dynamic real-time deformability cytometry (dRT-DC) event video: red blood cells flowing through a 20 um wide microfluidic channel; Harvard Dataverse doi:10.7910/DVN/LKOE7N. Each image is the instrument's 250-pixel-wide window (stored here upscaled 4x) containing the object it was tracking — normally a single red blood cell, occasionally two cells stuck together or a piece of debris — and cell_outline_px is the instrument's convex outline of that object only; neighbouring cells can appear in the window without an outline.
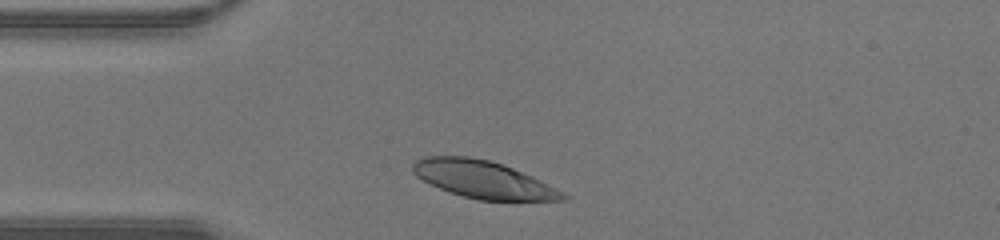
{"species": "human", "species_latin": "Homo sapiens", "temperature_condition": "warm", "stored_images_in_passage": 26, "camera_frame_rate_fps": 3000, "um_per_image_px": 0.085, "donor": {"sex": "male"}, "frame": {"image": 1, "passage_image": 3, "time_ms": 0.667, "image_size_px": [1000, 240], "cell_outline_px": [[568, 200], [480, 200], [448, 192], [416, 176], [412, 172], [412, 164], [416, 160], [424, 156], [468, 156], [488, 160], [512, 168], [532, 176], [564, 192], [568, 196]], "centroid_in_image_um": [41.05, 15.25], "position_along_channel_um": 43.9, "area_um2": 32.37}}
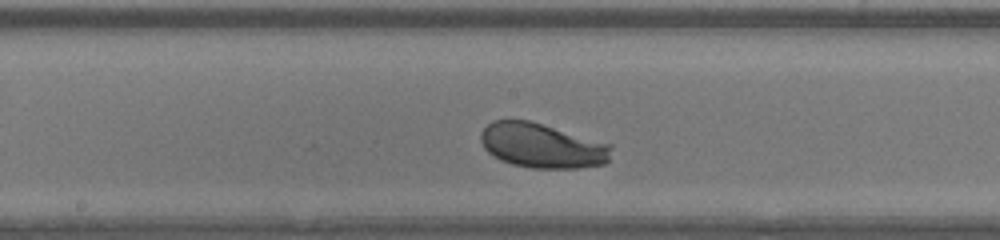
{"frame": {"image": 2, "passage_image": 14, "time_ms": 4.333, "image_size_px": [1000, 240], "cell_outline_px": [[612, 148], [608, 160], [604, 164], [576, 168], [532, 168], [512, 164], [500, 160], [492, 156], [484, 148], [480, 140], [480, 132], [492, 120], [528, 120], [612, 144]], "centroid_in_image_um": [46.05, 12.38], "position_along_channel_um": 202.2, "area_um2": 33.99}}
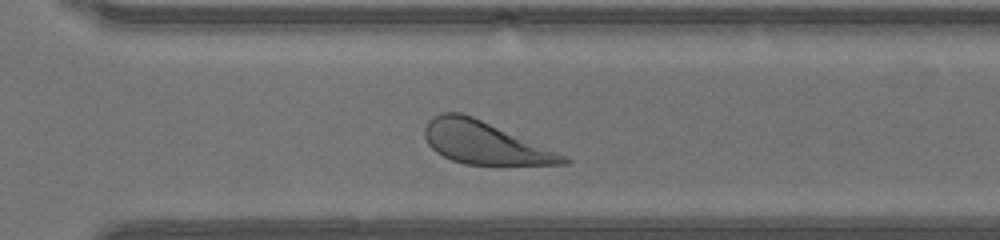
{"frame": {"image": 3, "passage_image": 22, "time_ms": 7.0, "image_size_px": [1000, 240], "cell_outline_px": [[572, 160], [568, 164], [464, 164], [452, 160], [436, 152], [428, 144], [424, 136], [424, 128], [428, 120], [440, 112], [460, 112], [472, 116], [568, 156]], "centroid_in_image_um": [41.17, 12.13], "position_along_channel_um": 329.4, "area_um2": 33.99}}